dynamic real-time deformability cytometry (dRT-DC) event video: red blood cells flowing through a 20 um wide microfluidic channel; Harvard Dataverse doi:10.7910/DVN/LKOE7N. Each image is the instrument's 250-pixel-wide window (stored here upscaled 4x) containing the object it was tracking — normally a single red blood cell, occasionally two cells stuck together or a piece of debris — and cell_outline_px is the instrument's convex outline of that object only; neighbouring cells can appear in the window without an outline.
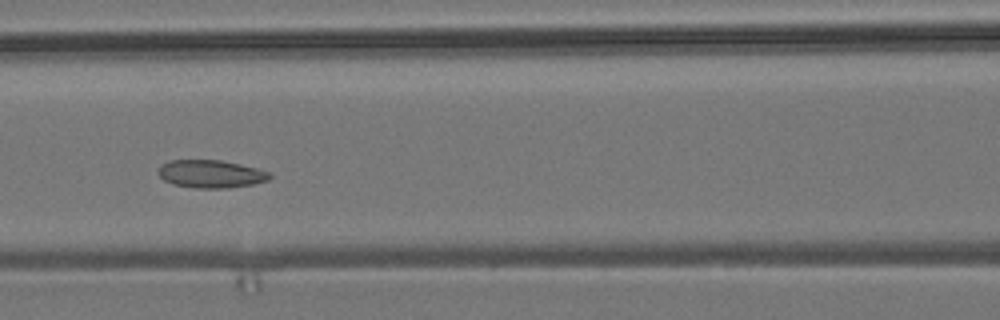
{"species": "common noctule bat (a hibernating species)", "species_latin": "Nyctalus noctula", "temperature_condition": "room temperature", "stored_images_in_passage": 8, "camera_frame_rate_fps": 3000, "um_per_image_px": 0.085, "animal": {"sex": "male", "body_mass_g": 19.2, "forearm_length_mm": 51.8}, "frame": {"image": 1, "passage_image": 4, "time_ms": 1.0, "image_size_px": [1000, 320], "cell_outline_px": [[272, 176], [268, 180], [252, 184], [228, 188], [196, 188], [172, 184], [164, 180], [160, 176], [160, 168], [168, 160], [220, 160], [240, 164], [272, 172]], "centroid_in_image_um": [17.97, 14.78], "position_along_channel_um": 148.6, "area_um2": 17.98}}
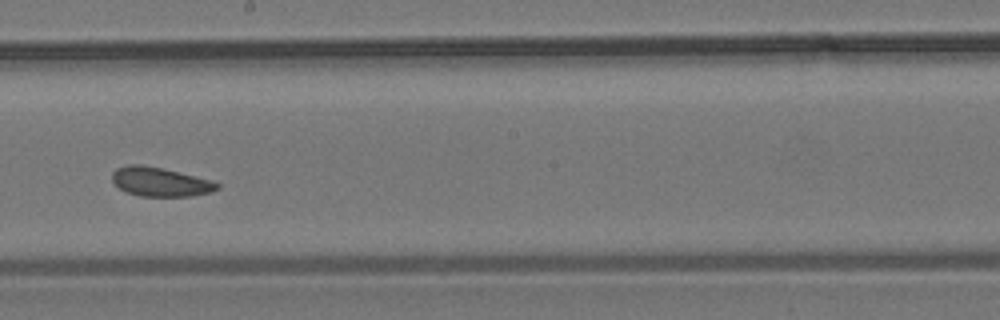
{"frame": {"image": 2, "passage_image": 6, "time_ms": 1.667, "image_size_px": [1000, 320], "cell_outline_px": [[220, 188], [212, 192], [192, 196], [140, 196], [128, 192], [120, 188], [112, 180], [112, 172], [116, 168], [128, 164], [140, 164], [160, 168], [212, 180], [220, 184]], "centroid_in_image_um": [13.63, 15.46], "position_along_channel_um": 234.6, "area_um2": 17.69}}
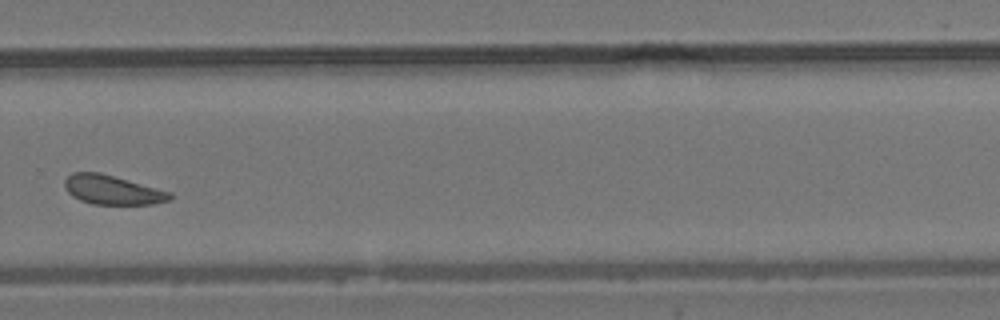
{"frame": {"image": 3, "passage_image": 8, "time_ms": 2.333, "image_size_px": [1000, 320], "cell_outline_px": [[172, 200], [156, 204], [92, 204], [80, 200], [72, 196], [64, 188], [64, 180], [72, 172], [100, 172], [172, 192]], "centroid_in_image_um": [9.56, 16.14], "position_along_channel_um": 320.2, "area_um2": 18.09}}